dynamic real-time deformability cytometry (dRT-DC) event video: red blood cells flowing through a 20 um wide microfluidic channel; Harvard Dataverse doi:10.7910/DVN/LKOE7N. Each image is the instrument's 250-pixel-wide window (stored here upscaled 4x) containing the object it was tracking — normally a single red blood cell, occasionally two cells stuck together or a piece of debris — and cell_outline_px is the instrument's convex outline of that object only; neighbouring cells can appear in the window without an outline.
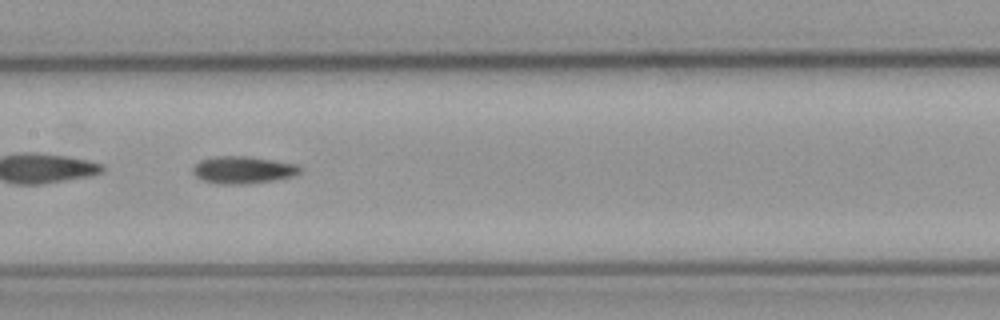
{"species": "common noctule bat (a hibernating species)", "species_latin": "Nyctalus noctula", "temperature_condition": "cold", "stored_images_in_passage": 35, "camera_frame_rate_fps": 3000, "um_per_image_px": 0.085, "animal": {"sex": "male", "body_mass_g": 23.1, "forearm_length_mm": 52.7}, "frame": {"image": 1, "passage_image": 11, "time_ms": 3.333, "image_size_px": [1000, 320], "cell_outline_px": [[304, 168], [300, 172], [292, 176], [272, 180], [236, 184], [220, 184], [204, 180], [196, 176], [192, 172], [192, 168], [200, 160], [216, 156], [248, 156], [300, 164]], "centroid_in_image_um": [20.69, 14.42], "position_along_channel_um": 186.7, "area_um2": 16.94}}
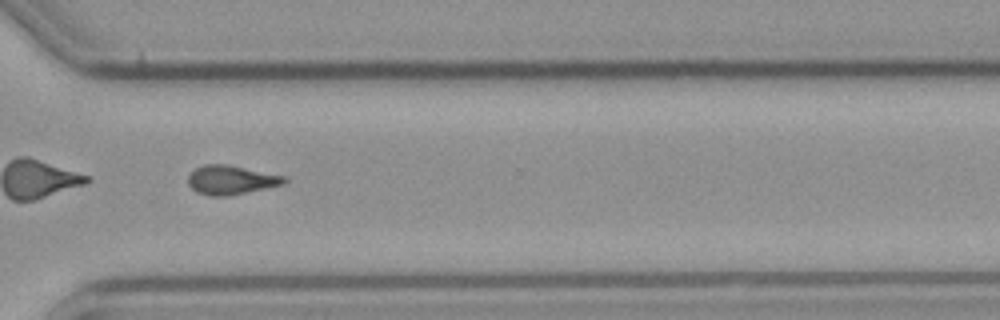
{"frame": {"image": 2, "passage_image": 25, "time_ms": 8.0, "image_size_px": [1000, 320], "cell_outline_px": [[288, 180], [284, 184], [228, 196], [208, 196], [196, 192], [188, 184], [188, 176], [196, 168], [204, 164], [228, 164], [288, 176]], "centroid_in_image_um": [19.66, 15.29], "position_along_channel_um": 350.9, "area_um2": 16.47}}